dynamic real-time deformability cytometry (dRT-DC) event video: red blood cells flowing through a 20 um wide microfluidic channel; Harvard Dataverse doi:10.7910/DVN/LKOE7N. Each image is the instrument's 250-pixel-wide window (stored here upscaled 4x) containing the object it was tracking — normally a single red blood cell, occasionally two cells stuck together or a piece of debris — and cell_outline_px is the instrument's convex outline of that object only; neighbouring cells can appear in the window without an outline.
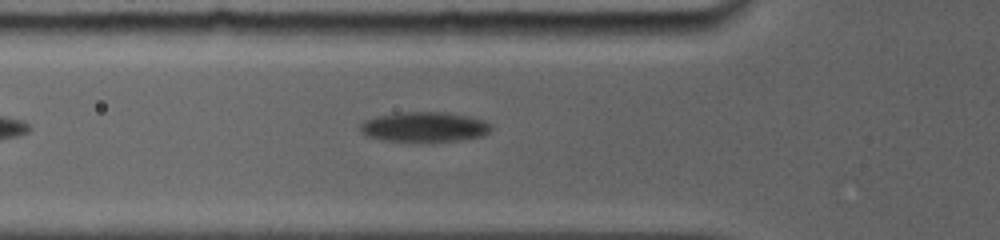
{"species": "common noctule bat (a hibernating species)", "species_latin": "Nyctalus noctula", "temperature_condition": "room temperature", "stored_images_in_passage": 18, "camera_frame_rate_fps": 5000, "um_per_image_px": 0.085, "animal": {"sex": "female", "body_mass_g": 19.0, "forearm_length_mm": 56.7}, "frame": {"image": 1, "passage_image": 2, "time_ms": 0.4, "image_size_px": [1000, 240], "cell_outline_px": [[492, 128], [484, 136], [464, 140], [432, 144], [384, 140], [364, 136], [360, 132], [360, 124], [364, 120], [376, 116], [400, 112], [448, 112], [468, 116], [484, 120], [492, 124]], "centroid_in_image_um": [36.09, 10.83], "position_along_channel_um": 89.7, "area_um2": 23.93}}
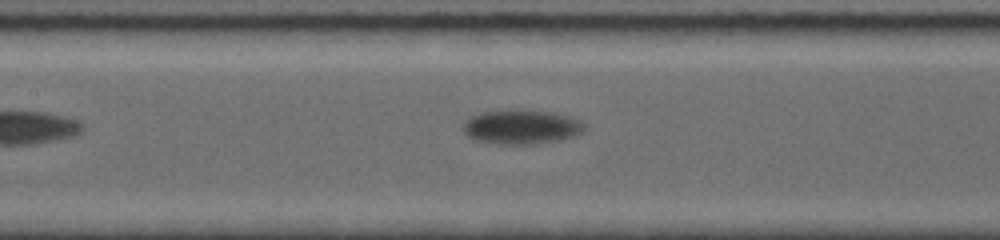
{"frame": {"image": 2, "passage_image": 8, "time_ms": 2.4, "image_size_px": [1000, 240], "cell_outline_px": [[584, 132], [576, 136], [536, 144], [500, 144], [472, 140], [460, 128], [460, 124], [468, 116], [480, 112], [552, 112], [568, 116], [580, 120], [584, 124]], "centroid_in_image_um": [44.25, 10.83], "position_along_channel_um": 163.1, "area_um2": 23.99}}
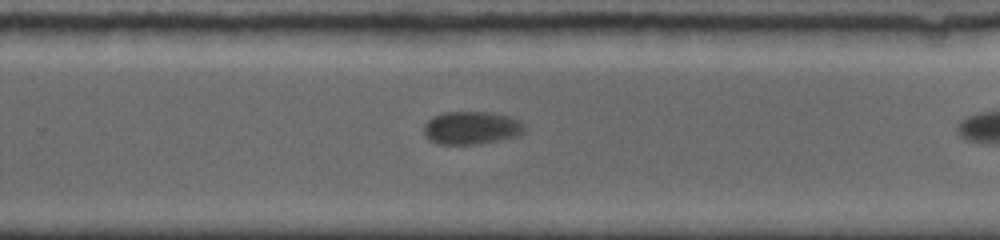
{"frame": {"image": 3, "passage_image": 17, "time_ms": 4.6, "image_size_px": [1000, 240], "cell_outline_px": [[528, 124], [524, 132], [520, 136], [500, 140], [476, 144], [436, 144], [428, 140], [424, 136], [424, 124], [432, 116], [444, 112], [488, 112], [512, 116]], "centroid_in_image_um": [40.11, 10.87], "position_along_channel_um": 289.7, "area_um2": 19.88}}